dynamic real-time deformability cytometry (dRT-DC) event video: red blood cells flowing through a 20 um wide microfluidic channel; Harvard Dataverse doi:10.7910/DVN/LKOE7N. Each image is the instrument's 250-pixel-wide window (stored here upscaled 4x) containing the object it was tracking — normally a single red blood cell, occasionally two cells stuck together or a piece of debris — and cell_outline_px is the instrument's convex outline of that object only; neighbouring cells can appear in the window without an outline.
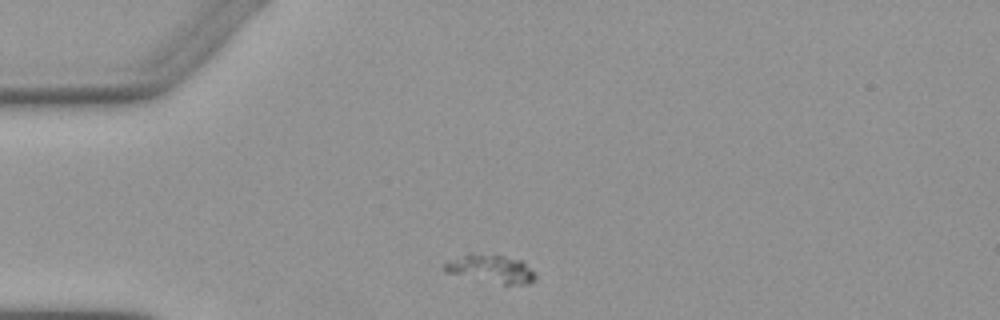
{"species": "Egyptian fruit bat (a non-hibernating species)", "species_latin": "Rousettus aegyptiacus", "temperature_condition": "warm", "stored_images_in_passage": 1, "camera_frame_rate_fps": 3000, "um_per_image_px": 0.085, "animal": {"sex": "female"}, "frame": {"image": 1, "passage_image": 1, "time_ms": 0.0, "image_size_px": [1000, 320], "cell_outline_px": [[536, 280], [528, 284], [504, 284], [444, 272], [444, 264], [468, 252], [472, 252], [504, 256], [524, 260], [536, 272]], "centroid_in_image_um": [41.82, 22.83], "position_along_channel_um": 43.2, "area_um2": 14.97}}